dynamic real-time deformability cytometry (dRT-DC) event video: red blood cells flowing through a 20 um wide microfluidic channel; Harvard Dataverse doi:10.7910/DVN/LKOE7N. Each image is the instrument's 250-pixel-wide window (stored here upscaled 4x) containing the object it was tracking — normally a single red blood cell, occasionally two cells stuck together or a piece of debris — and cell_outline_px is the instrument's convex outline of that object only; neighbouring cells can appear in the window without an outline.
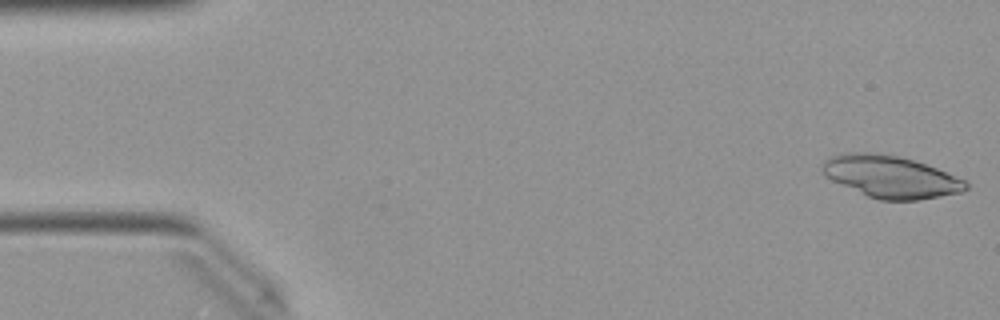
{"species": "Egyptian fruit bat (a non-hibernating species)", "species_latin": "Rousettus aegyptiacus", "temperature_condition": "warm", "stored_images_in_passage": 49, "camera_frame_rate_fps": 3000, "um_per_image_px": 0.085, "animal": {"sex": "female"}, "frame": {"image": 1, "passage_image": 1, "time_ms": 0.0, "image_size_px": [1000, 320], "cell_outline_px": [[968, 188], [960, 192], [920, 200], [880, 200], [868, 196], [832, 180], [824, 176], [820, 168], [824, 160], [840, 152], [880, 152], [900, 156], [936, 168], [964, 180], [968, 184]], "centroid_in_image_um": [75.65, 15.0], "position_along_channel_um": 9.3, "area_um2": 35.2}}